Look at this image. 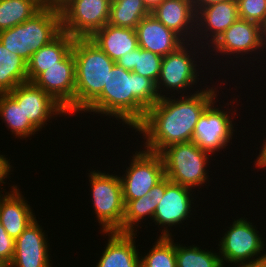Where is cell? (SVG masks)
Here are the masks:
<instances>
[{
	"mask_svg": "<svg viewBox=\"0 0 266 267\" xmlns=\"http://www.w3.org/2000/svg\"><path fill=\"white\" fill-rule=\"evenodd\" d=\"M74 40L62 31L49 44L36 51L27 62L28 82L32 83L42 72L62 61L72 51Z\"/></svg>",
	"mask_w": 266,
	"mask_h": 267,
	"instance_id": "cell-23",
	"label": "cell"
},
{
	"mask_svg": "<svg viewBox=\"0 0 266 267\" xmlns=\"http://www.w3.org/2000/svg\"><path fill=\"white\" fill-rule=\"evenodd\" d=\"M138 46L162 57L174 52L185 41L174 31L168 29L152 14L144 17L136 26Z\"/></svg>",
	"mask_w": 266,
	"mask_h": 267,
	"instance_id": "cell-19",
	"label": "cell"
},
{
	"mask_svg": "<svg viewBox=\"0 0 266 267\" xmlns=\"http://www.w3.org/2000/svg\"><path fill=\"white\" fill-rule=\"evenodd\" d=\"M123 175V200L139 199L165 177L163 160L159 153L138 150Z\"/></svg>",
	"mask_w": 266,
	"mask_h": 267,
	"instance_id": "cell-10",
	"label": "cell"
},
{
	"mask_svg": "<svg viewBox=\"0 0 266 267\" xmlns=\"http://www.w3.org/2000/svg\"><path fill=\"white\" fill-rule=\"evenodd\" d=\"M196 44L198 45L196 41L191 43L185 42L177 50L167 54L162 58L161 71L158 81L156 82L157 91L160 98H163L165 96H168V94H170V93H165V91L166 92L172 91L171 93H173L176 90L175 92L181 94L184 90H185L184 92H186V90H189V88H195L193 87V85H197V82H199L198 76H200L198 73L199 71L196 68L197 66H199L197 65L196 58L199 57L198 55L197 57H195V55L197 53L201 54L204 53V51L198 52L200 50L199 47H201L202 49L204 48V50H206L205 47L199 45L197 46ZM192 50L194 51L195 54L193 53ZM162 92L163 94L165 93L167 95H163Z\"/></svg>",
	"mask_w": 266,
	"mask_h": 267,
	"instance_id": "cell-7",
	"label": "cell"
},
{
	"mask_svg": "<svg viewBox=\"0 0 266 267\" xmlns=\"http://www.w3.org/2000/svg\"><path fill=\"white\" fill-rule=\"evenodd\" d=\"M240 19L259 24L266 30V0H236Z\"/></svg>",
	"mask_w": 266,
	"mask_h": 267,
	"instance_id": "cell-32",
	"label": "cell"
},
{
	"mask_svg": "<svg viewBox=\"0 0 266 267\" xmlns=\"http://www.w3.org/2000/svg\"><path fill=\"white\" fill-rule=\"evenodd\" d=\"M17 187L13 185L0 201V223L14 240L36 219L34 211Z\"/></svg>",
	"mask_w": 266,
	"mask_h": 267,
	"instance_id": "cell-21",
	"label": "cell"
},
{
	"mask_svg": "<svg viewBox=\"0 0 266 267\" xmlns=\"http://www.w3.org/2000/svg\"><path fill=\"white\" fill-rule=\"evenodd\" d=\"M227 228L218 244L222 265H226L225 261L227 264H234L266 258V252L263 254L265 244L262 239L264 238L261 237L256 226L247 221V218L234 219L232 225Z\"/></svg>",
	"mask_w": 266,
	"mask_h": 267,
	"instance_id": "cell-9",
	"label": "cell"
},
{
	"mask_svg": "<svg viewBox=\"0 0 266 267\" xmlns=\"http://www.w3.org/2000/svg\"><path fill=\"white\" fill-rule=\"evenodd\" d=\"M89 185L96 220L102 232L117 231L122 233L125 212L123 189L120 175L99 170L89 171Z\"/></svg>",
	"mask_w": 266,
	"mask_h": 267,
	"instance_id": "cell-6",
	"label": "cell"
},
{
	"mask_svg": "<svg viewBox=\"0 0 266 267\" xmlns=\"http://www.w3.org/2000/svg\"><path fill=\"white\" fill-rule=\"evenodd\" d=\"M163 0H143L146 8L152 12Z\"/></svg>",
	"mask_w": 266,
	"mask_h": 267,
	"instance_id": "cell-38",
	"label": "cell"
},
{
	"mask_svg": "<svg viewBox=\"0 0 266 267\" xmlns=\"http://www.w3.org/2000/svg\"><path fill=\"white\" fill-rule=\"evenodd\" d=\"M191 191L192 188L172 182L165 177L164 196L158 203L153 217L155 225L163 228L160 236L173 237L169 229L190 218L191 206L194 204Z\"/></svg>",
	"mask_w": 266,
	"mask_h": 267,
	"instance_id": "cell-14",
	"label": "cell"
},
{
	"mask_svg": "<svg viewBox=\"0 0 266 267\" xmlns=\"http://www.w3.org/2000/svg\"><path fill=\"white\" fill-rule=\"evenodd\" d=\"M160 100L156 83L115 64L102 93L83 111L111 116L134 129Z\"/></svg>",
	"mask_w": 266,
	"mask_h": 267,
	"instance_id": "cell-2",
	"label": "cell"
},
{
	"mask_svg": "<svg viewBox=\"0 0 266 267\" xmlns=\"http://www.w3.org/2000/svg\"><path fill=\"white\" fill-rule=\"evenodd\" d=\"M200 248L202 247L197 245L186 247L175 243L177 267H225L222 265L219 252Z\"/></svg>",
	"mask_w": 266,
	"mask_h": 267,
	"instance_id": "cell-30",
	"label": "cell"
},
{
	"mask_svg": "<svg viewBox=\"0 0 266 267\" xmlns=\"http://www.w3.org/2000/svg\"><path fill=\"white\" fill-rule=\"evenodd\" d=\"M165 177L170 181L194 189L210 181L207 166L212 157L192 141L170 145L160 153Z\"/></svg>",
	"mask_w": 266,
	"mask_h": 267,
	"instance_id": "cell-5",
	"label": "cell"
},
{
	"mask_svg": "<svg viewBox=\"0 0 266 267\" xmlns=\"http://www.w3.org/2000/svg\"><path fill=\"white\" fill-rule=\"evenodd\" d=\"M151 12L143 0H112L108 24L136 29L138 23Z\"/></svg>",
	"mask_w": 266,
	"mask_h": 267,
	"instance_id": "cell-28",
	"label": "cell"
},
{
	"mask_svg": "<svg viewBox=\"0 0 266 267\" xmlns=\"http://www.w3.org/2000/svg\"><path fill=\"white\" fill-rule=\"evenodd\" d=\"M195 13L201 9L227 0H191Z\"/></svg>",
	"mask_w": 266,
	"mask_h": 267,
	"instance_id": "cell-36",
	"label": "cell"
},
{
	"mask_svg": "<svg viewBox=\"0 0 266 267\" xmlns=\"http://www.w3.org/2000/svg\"><path fill=\"white\" fill-rule=\"evenodd\" d=\"M164 192L165 177L153 186L145 196L134 200H124L125 212L122 223V233H136V226L137 228L140 227L138 223L144 219L147 220L144 217L153 220L157 205L163 198Z\"/></svg>",
	"mask_w": 266,
	"mask_h": 267,
	"instance_id": "cell-24",
	"label": "cell"
},
{
	"mask_svg": "<svg viewBox=\"0 0 266 267\" xmlns=\"http://www.w3.org/2000/svg\"><path fill=\"white\" fill-rule=\"evenodd\" d=\"M64 0H53V7H59Z\"/></svg>",
	"mask_w": 266,
	"mask_h": 267,
	"instance_id": "cell-41",
	"label": "cell"
},
{
	"mask_svg": "<svg viewBox=\"0 0 266 267\" xmlns=\"http://www.w3.org/2000/svg\"><path fill=\"white\" fill-rule=\"evenodd\" d=\"M210 48L215 52L213 56L220 53L222 56H230L231 59V55L238 59L241 55V58L246 54L252 56V52L257 54L261 49L262 53H265L263 49H266V32L259 24L238 18L208 50Z\"/></svg>",
	"mask_w": 266,
	"mask_h": 267,
	"instance_id": "cell-11",
	"label": "cell"
},
{
	"mask_svg": "<svg viewBox=\"0 0 266 267\" xmlns=\"http://www.w3.org/2000/svg\"><path fill=\"white\" fill-rule=\"evenodd\" d=\"M266 138L263 139L262 148L259 152V156H257L256 161H254V165L258 167V169L266 170Z\"/></svg>",
	"mask_w": 266,
	"mask_h": 267,
	"instance_id": "cell-35",
	"label": "cell"
},
{
	"mask_svg": "<svg viewBox=\"0 0 266 267\" xmlns=\"http://www.w3.org/2000/svg\"><path fill=\"white\" fill-rule=\"evenodd\" d=\"M173 239L159 236L149 252L140 256V267H177Z\"/></svg>",
	"mask_w": 266,
	"mask_h": 267,
	"instance_id": "cell-31",
	"label": "cell"
},
{
	"mask_svg": "<svg viewBox=\"0 0 266 267\" xmlns=\"http://www.w3.org/2000/svg\"><path fill=\"white\" fill-rule=\"evenodd\" d=\"M42 8L35 0H0V31L23 23Z\"/></svg>",
	"mask_w": 266,
	"mask_h": 267,
	"instance_id": "cell-29",
	"label": "cell"
},
{
	"mask_svg": "<svg viewBox=\"0 0 266 267\" xmlns=\"http://www.w3.org/2000/svg\"><path fill=\"white\" fill-rule=\"evenodd\" d=\"M108 241L95 267H140V252L136 247L137 233L102 232Z\"/></svg>",
	"mask_w": 266,
	"mask_h": 267,
	"instance_id": "cell-20",
	"label": "cell"
},
{
	"mask_svg": "<svg viewBox=\"0 0 266 267\" xmlns=\"http://www.w3.org/2000/svg\"><path fill=\"white\" fill-rule=\"evenodd\" d=\"M0 117L4 121L7 129L11 134H15L16 138L25 139L35 135L39 130L25 117L22 106L8 94L0 93Z\"/></svg>",
	"mask_w": 266,
	"mask_h": 267,
	"instance_id": "cell-27",
	"label": "cell"
},
{
	"mask_svg": "<svg viewBox=\"0 0 266 267\" xmlns=\"http://www.w3.org/2000/svg\"><path fill=\"white\" fill-rule=\"evenodd\" d=\"M61 32L60 8L43 7L23 23L0 31V42L28 62L36 51L49 44Z\"/></svg>",
	"mask_w": 266,
	"mask_h": 267,
	"instance_id": "cell-4",
	"label": "cell"
},
{
	"mask_svg": "<svg viewBox=\"0 0 266 267\" xmlns=\"http://www.w3.org/2000/svg\"><path fill=\"white\" fill-rule=\"evenodd\" d=\"M112 0H64L60 3L62 31L73 38H90L108 24Z\"/></svg>",
	"mask_w": 266,
	"mask_h": 267,
	"instance_id": "cell-8",
	"label": "cell"
},
{
	"mask_svg": "<svg viewBox=\"0 0 266 267\" xmlns=\"http://www.w3.org/2000/svg\"><path fill=\"white\" fill-rule=\"evenodd\" d=\"M114 62L138 47L135 29L106 24L90 38Z\"/></svg>",
	"mask_w": 266,
	"mask_h": 267,
	"instance_id": "cell-22",
	"label": "cell"
},
{
	"mask_svg": "<svg viewBox=\"0 0 266 267\" xmlns=\"http://www.w3.org/2000/svg\"><path fill=\"white\" fill-rule=\"evenodd\" d=\"M6 182H4V181H0V185H3V184H5ZM0 189H2L1 188V186H0ZM2 192H4V194L5 195H3V193ZM2 193V194H1ZM8 192H5V191H0V201L6 196V194H7Z\"/></svg>",
	"mask_w": 266,
	"mask_h": 267,
	"instance_id": "cell-40",
	"label": "cell"
},
{
	"mask_svg": "<svg viewBox=\"0 0 266 267\" xmlns=\"http://www.w3.org/2000/svg\"><path fill=\"white\" fill-rule=\"evenodd\" d=\"M42 7H53V0H35Z\"/></svg>",
	"mask_w": 266,
	"mask_h": 267,
	"instance_id": "cell-39",
	"label": "cell"
},
{
	"mask_svg": "<svg viewBox=\"0 0 266 267\" xmlns=\"http://www.w3.org/2000/svg\"><path fill=\"white\" fill-rule=\"evenodd\" d=\"M208 87L186 96L183 92L176 99L173 94L170 98L165 96L148 108L144 119L134 128L143 134L144 149L160 153L170 145L192 141L200 116L213 101L218 102V87Z\"/></svg>",
	"mask_w": 266,
	"mask_h": 267,
	"instance_id": "cell-1",
	"label": "cell"
},
{
	"mask_svg": "<svg viewBox=\"0 0 266 267\" xmlns=\"http://www.w3.org/2000/svg\"><path fill=\"white\" fill-rule=\"evenodd\" d=\"M0 267H6V266L0 261Z\"/></svg>",
	"mask_w": 266,
	"mask_h": 267,
	"instance_id": "cell-43",
	"label": "cell"
},
{
	"mask_svg": "<svg viewBox=\"0 0 266 267\" xmlns=\"http://www.w3.org/2000/svg\"><path fill=\"white\" fill-rule=\"evenodd\" d=\"M75 60L71 51L57 65L42 72L32 83L51 95L70 115L75 113Z\"/></svg>",
	"mask_w": 266,
	"mask_h": 267,
	"instance_id": "cell-13",
	"label": "cell"
},
{
	"mask_svg": "<svg viewBox=\"0 0 266 267\" xmlns=\"http://www.w3.org/2000/svg\"><path fill=\"white\" fill-rule=\"evenodd\" d=\"M5 157V155L0 154V181H5L9 177L12 166L10 165V159ZM8 176V177H7Z\"/></svg>",
	"mask_w": 266,
	"mask_h": 267,
	"instance_id": "cell-34",
	"label": "cell"
},
{
	"mask_svg": "<svg viewBox=\"0 0 266 267\" xmlns=\"http://www.w3.org/2000/svg\"><path fill=\"white\" fill-rule=\"evenodd\" d=\"M263 267V260L254 261V262H243V263H234L233 265L236 267Z\"/></svg>",
	"mask_w": 266,
	"mask_h": 267,
	"instance_id": "cell-37",
	"label": "cell"
},
{
	"mask_svg": "<svg viewBox=\"0 0 266 267\" xmlns=\"http://www.w3.org/2000/svg\"><path fill=\"white\" fill-rule=\"evenodd\" d=\"M263 267H266V258L263 259Z\"/></svg>",
	"mask_w": 266,
	"mask_h": 267,
	"instance_id": "cell-42",
	"label": "cell"
},
{
	"mask_svg": "<svg viewBox=\"0 0 266 267\" xmlns=\"http://www.w3.org/2000/svg\"><path fill=\"white\" fill-rule=\"evenodd\" d=\"M151 14L185 42L194 41L196 13L191 0H163Z\"/></svg>",
	"mask_w": 266,
	"mask_h": 267,
	"instance_id": "cell-18",
	"label": "cell"
},
{
	"mask_svg": "<svg viewBox=\"0 0 266 267\" xmlns=\"http://www.w3.org/2000/svg\"><path fill=\"white\" fill-rule=\"evenodd\" d=\"M162 58V56L143 50L138 46L131 52L121 56L116 61V64L128 71L147 77L156 83L161 71Z\"/></svg>",
	"mask_w": 266,
	"mask_h": 267,
	"instance_id": "cell-26",
	"label": "cell"
},
{
	"mask_svg": "<svg viewBox=\"0 0 266 267\" xmlns=\"http://www.w3.org/2000/svg\"><path fill=\"white\" fill-rule=\"evenodd\" d=\"M75 113H82L103 91L116 64L89 38H75Z\"/></svg>",
	"mask_w": 266,
	"mask_h": 267,
	"instance_id": "cell-3",
	"label": "cell"
},
{
	"mask_svg": "<svg viewBox=\"0 0 266 267\" xmlns=\"http://www.w3.org/2000/svg\"><path fill=\"white\" fill-rule=\"evenodd\" d=\"M27 82V61L0 42V93H8Z\"/></svg>",
	"mask_w": 266,
	"mask_h": 267,
	"instance_id": "cell-25",
	"label": "cell"
},
{
	"mask_svg": "<svg viewBox=\"0 0 266 267\" xmlns=\"http://www.w3.org/2000/svg\"><path fill=\"white\" fill-rule=\"evenodd\" d=\"M213 101L202 113L197 122L192 142L195 143L201 150L211 154L216 151H222L226 146H229L232 139L235 123L230 117V111H224L214 106ZM234 124H233V123ZM234 125V126H233Z\"/></svg>",
	"mask_w": 266,
	"mask_h": 267,
	"instance_id": "cell-12",
	"label": "cell"
},
{
	"mask_svg": "<svg viewBox=\"0 0 266 267\" xmlns=\"http://www.w3.org/2000/svg\"><path fill=\"white\" fill-rule=\"evenodd\" d=\"M238 18L236 0H227L201 9L196 13L194 41L203 47L206 45L205 49L207 45L209 48L210 44L212 45ZM201 39L205 40L206 44Z\"/></svg>",
	"mask_w": 266,
	"mask_h": 267,
	"instance_id": "cell-17",
	"label": "cell"
},
{
	"mask_svg": "<svg viewBox=\"0 0 266 267\" xmlns=\"http://www.w3.org/2000/svg\"><path fill=\"white\" fill-rule=\"evenodd\" d=\"M45 234L37 219L31 222L15 240L14 256L8 267H52Z\"/></svg>",
	"mask_w": 266,
	"mask_h": 267,
	"instance_id": "cell-16",
	"label": "cell"
},
{
	"mask_svg": "<svg viewBox=\"0 0 266 267\" xmlns=\"http://www.w3.org/2000/svg\"><path fill=\"white\" fill-rule=\"evenodd\" d=\"M15 240L11 238L0 223V261L8 267L13 259Z\"/></svg>",
	"mask_w": 266,
	"mask_h": 267,
	"instance_id": "cell-33",
	"label": "cell"
},
{
	"mask_svg": "<svg viewBox=\"0 0 266 267\" xmlns=\"http://www.w3.org/2000/svg\"><path fill=\"white\" fill-rule=\"evenodd\" d=\"M8 94L19 106H22L25 117L39 131H41L45 124L47 125L46 122H49V119H54L58 115H68L66 109L61 104L33 83L27 82L17 85Z\"/></svg>",
	"mask_w": 266,
	"mask_h": 267,
	"instance_id": "cell-15",
	"label": "cell"
}]
</instances>
